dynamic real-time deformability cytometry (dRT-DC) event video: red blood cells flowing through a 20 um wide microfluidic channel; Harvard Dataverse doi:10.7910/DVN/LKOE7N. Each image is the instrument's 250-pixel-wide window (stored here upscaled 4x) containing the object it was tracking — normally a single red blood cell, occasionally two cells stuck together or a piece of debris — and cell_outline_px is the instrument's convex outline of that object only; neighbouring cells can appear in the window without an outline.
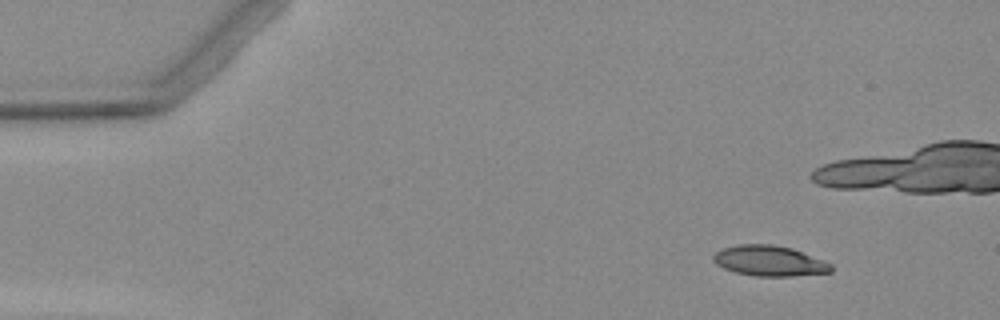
{"species": "Egyptian fruit bat (a non-hibernating species)", "species_latin": "Rousettus aegyptiacus", "temperature_condition": "warm", "stored_images_in_passage": 8, "camera_frame_rate_fps": 3000, "um_per_image_px": 0.085, "animal": {"sex": "female"}, "frame": {"image": 1, "passage_image": 2, "time_ms": 1.333, "image_size_px": [1000, 320], "cell_outline_px": [[832, 272], [788, 276], [756, 276], [736, 272], [724, 268], [716, 264], [712, 260], [712, 256], [716, 252], [724, 248], [740, 244], [772, 244], [792, 248], [824, 260], [832, 264]], "centroid_in_image_um": [65.41, 22.17], "position_along_channel_um": 19.6, "area_um2": 20.81}}